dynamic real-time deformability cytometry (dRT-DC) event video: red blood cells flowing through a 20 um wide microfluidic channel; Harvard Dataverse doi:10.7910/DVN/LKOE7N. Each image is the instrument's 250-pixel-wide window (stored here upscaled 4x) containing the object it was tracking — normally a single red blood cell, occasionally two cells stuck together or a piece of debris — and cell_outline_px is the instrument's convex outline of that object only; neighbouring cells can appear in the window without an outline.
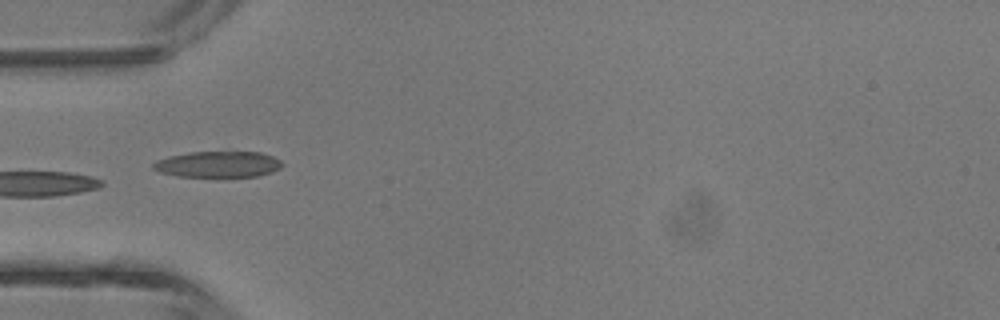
{"species": "common noctule bat (a hibernating species)", "species_latin": "Nyctalus noctula", "temperature_condition": "room temperature", "stored_images_in_passage": 4, "camera_frame_rate_fps": 3000, "um_per_image_px": 0.085, "animal": {"sex": "male", "body_mass_g": 13.3}, "frame": {"image": 1, "passage_image": 4, "time_ms": 4.0, "image_size_px": [1000, 320], "cell_outline_px": [[284, 164], [280, 168], [272, 172], [256, 176], [176, 176], [160, 172], [152, 168], [152, 164], [156, 160], [168, 156], [188, 152], [260, 152], [272, 156], [280, 160]], "centroid_in_image_um": [18.52, 13.96], "position_along_channel_um": 66.5, "area_um2": 19.54}}